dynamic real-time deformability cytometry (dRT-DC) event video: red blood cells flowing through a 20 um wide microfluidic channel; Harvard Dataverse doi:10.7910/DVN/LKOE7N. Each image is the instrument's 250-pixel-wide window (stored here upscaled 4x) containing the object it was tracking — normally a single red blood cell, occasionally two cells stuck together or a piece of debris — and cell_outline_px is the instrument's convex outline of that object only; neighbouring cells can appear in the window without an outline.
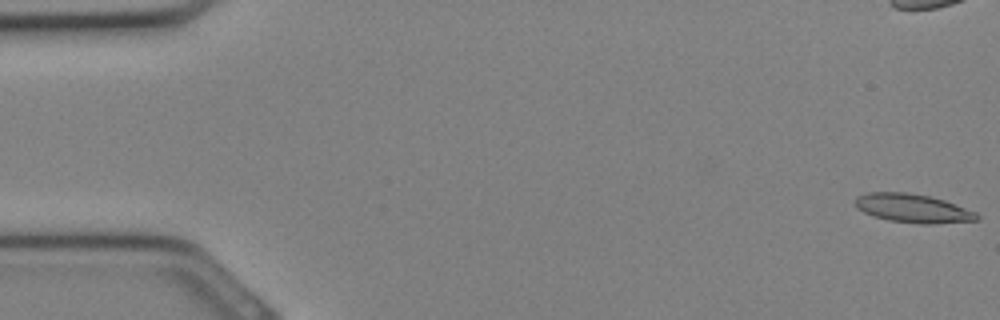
{"species": "Egyptian fruit bat (a non-hibernating species)", "species_latin": "Rousettus aegyptiacus", "temperature_condition": "cold", "stored_images_in_passage": 13, "camera_frame_rate_fps": 3000, "um_per_image_px": 0.085, "animal": {"sex": "female"}, "frame": {"image": 1, "passage_image": 1, "time_ms": 0.0, "image_size_px": [1000, 320], "cell_outline_px": [[980, 220], [932, 224], [924, 224], [888, 220], [872, 216], [856, 208], [856, 196], [868, 192], [908, 192], [928, 196], [944, 200], [976, 212], [980, 216]], "centroid_in_image_um": [77.59, 17.71], "position_along_channel_um": 7.4, "area_um2": 20.35}}